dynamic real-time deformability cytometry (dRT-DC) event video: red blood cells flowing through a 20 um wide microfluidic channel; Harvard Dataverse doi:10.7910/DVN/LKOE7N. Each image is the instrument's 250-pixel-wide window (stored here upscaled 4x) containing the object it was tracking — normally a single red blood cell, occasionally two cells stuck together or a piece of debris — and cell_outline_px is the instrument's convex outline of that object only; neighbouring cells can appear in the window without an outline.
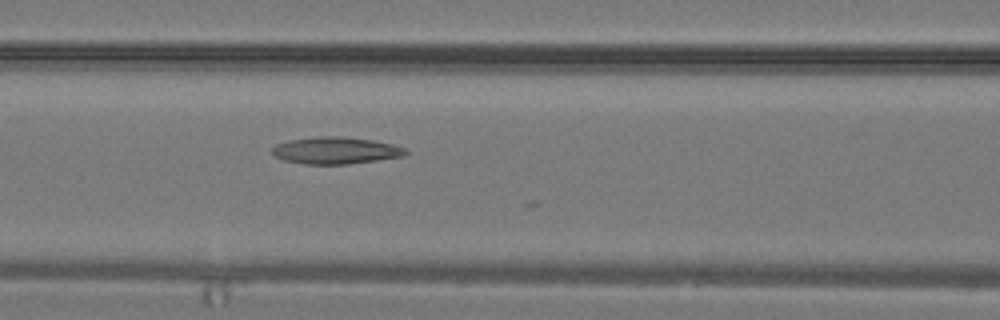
{"species": "common noctule bat (a hibernating species)", "species_latin": "Nyctalus noctula", "temperature_condition": "warm", "stored_images_in_passage": 14, "camera_frame_rate_fps": 3000, "um_per_image_px": 0.085, "animal": {"sex": "male", "body_mass_g": 19.2, "forearm_length_mm": 51.8}, "frame": {"image": 1, "passage_image": 10, "time_ms": 3.0, "image_size_px": [1000, 320], "cell_outline_px": [[408, 152], [404, 156], [348, 164], [304, 164], [284, 160], [276, 156], [272, 152], [272, 148], [276, 144], [288, 140], [316, 136], [340, 136], [372, 140], [392, 144], [404, 148]], "centroid_in_image_um": [28.51, 12.78], "position_along_channel_um": 138.1, "area_um2": 20.87}}
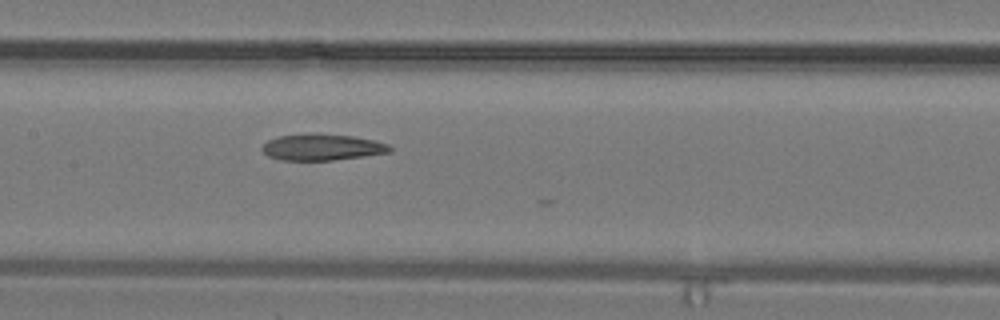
{"frame": {"image": 2, "passage_image": 12, "time_ms": 3.667, "image_size_px": [1000, 320], "cell_outline_px": [[392, 152], [364, 156], [332, 160], [280, 160], [268, 156], [260, 148], [268, 140], [280, 136], [308, 132], [320, 132], [352, 136], [372, 140], [388, 144], [392, 148]], "centroid_in_image_um": [27.36, 12.49], "position_along_channel_um": 180.0, "area_um2": 19.88}}
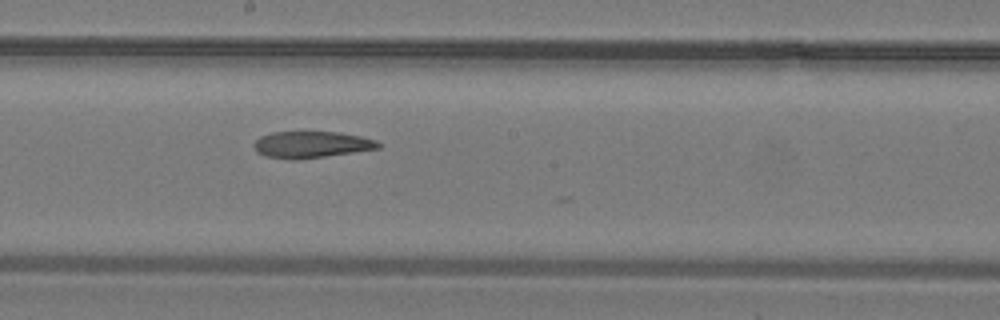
{"frame": {"image": 3, "passage_image": 14, "time_ms": 4.333, "image_size_px": [1000, 320], "cell_outline_px": [[380, 148], [296, 160], [292, 160], [264, 156], [256, 152], [252, 144], [260, 136], [272, 132], [340, 132], [360, 136], [376, 140], [380, 144]], "centroid_in_image_um": [26.41, 12.29], "position_along_channel_um": 221.8, "area_um2": 19.25}}